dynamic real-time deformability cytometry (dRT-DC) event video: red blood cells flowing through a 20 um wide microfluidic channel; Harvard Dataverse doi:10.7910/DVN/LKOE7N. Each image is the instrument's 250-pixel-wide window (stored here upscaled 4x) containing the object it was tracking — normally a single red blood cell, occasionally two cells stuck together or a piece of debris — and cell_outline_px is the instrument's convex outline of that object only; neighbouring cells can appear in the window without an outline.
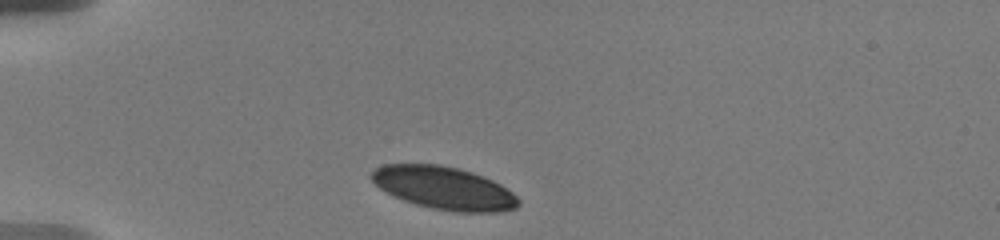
{"species": "human", "species_latin": "Homo sapiens", "temperature_condition": "warm", "stored_images_in_passage": 3, "camera_frame_rate_fps": 3000, "um_per_image_px": 0.085, "donor": {"sex": "male"}, "frame": {"image": 1, "passage_image": 1, "time_ms": 0.0, "image_size_px": [1000, 240], "cell_outline_px": [[520, 204], [516, 208], [500, 212], [456, 212], [432, 208], [416, 204], [404, 200], [380, 188], [368, 176], [376, 168], [384, 164], [440, 164], [460, 168], [472, 172], [492, 180], [500, 184], [512, 192], [520, 200]], "centroid_in_image_um": [37.76, 15.98], "position_along_channel_um": 47.2, "area_um2": 36.59}}